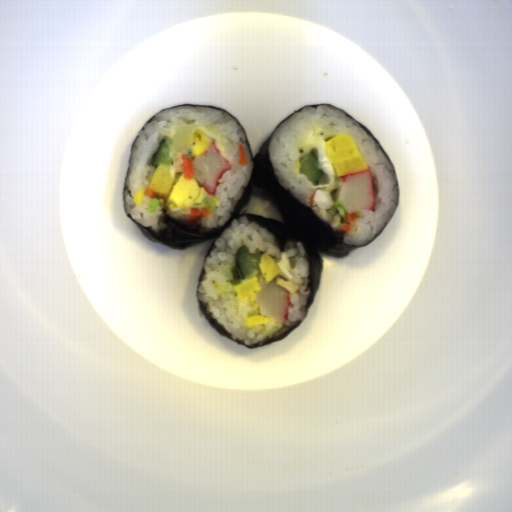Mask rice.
<instances>
[{"label": "rice", "instance_id": "652b925c", "mask_svg": "<svg viewBox=\"0 0 512 512\" xmlns=\"http://www.w3.org/2000/svg\"><path fill=\"white\" fill-rule=\"evenodd\" d=\"M337 134L352 135L361 157L373 174L376 206L374 210L357 212L353 222L345 221L346 211L334 202L339 178L323 175L320 186H312L303 174H298L297 159L314 151L319 158L318 146L325 137ZM269 160L273 171L283 188L289 189L296 198L311 207L314 215L329 222L334 231H340V224H349L350 231H344L343 241L351 246H364L374 239L386 226L398 197L397 176L391 163L381 149L354 119L330 106L318 105L316 109L303 108L301 112L287 118L271 134ZM317 170L319 164H316ZM323 171V170H321ZM318 189L327 190L333 198L332 209L318 208L308 201Z\"/></svg>", "mask_w": 512, "mask_h": 512}, {"label": "rice", "instance_id": "023b6e5f", "mask_svg": "<svg viewBox=\"0 0 512 512\" xmlns=\"http://www.w3.org/2000/svg\"><path fill=\"white\" fill-rule=\"evenodd\" d=\"M180 124L192 127V133L188 150L174 152L172 165L175 168L176 177L173 189L184 172L181 163L183 154H187L192 161L196 159L192 155V142L195 129L198 127L208 128L216 134V147L232 166L230 170L223 172L213 194H209L207 191L203 200L193 204V206L208 207L210 215L199 217L198 221H189L190 225L201 224V230L205 231L222 227L229 221L232 215L230 212L234 210L244 193V187H247L250 181L252 158L244 130L229 113L221 109L181 106L170 108L159 112L151 123L145 125L144 130L139 132L132 146L131 163L124 193L125 211L135 222L156 232L166 230L167 227V224L163 222V208H166L172 217L188 221L190 210L174 212L166 205L173 189L166 198L162 199H151L144 196L142 205L133 203L131 199L136 190L148 188L155 170V167L151 165L153 153L163 137L172 140L173 130ZM238 143L243 144L248 160L247 164L243 166H239L237 162Z\"/></svg>", "mask_w": 512, "mask_h": 512}, {"label": "rice", "instance_id": "8eca5e8b", "mask_svg": "<svg viewBox=\"0 0 512 512\" xmlns=\"http://www.w3.org/2000/svg\"><path fill=\"white\" fill-rule=\"evenodd\" d=\"M230 225L214 240L216 247L211 250L203 265L207 273L198 285L197 297L198 302L206 304V312L231 338L244 340L242 345L249 346L267 337L272 339L279 336L303 321L308 312L306 305L311 293L310 289L306 291L307 283H310V263L301 241L285 242V251H282L273 234L266 227L250 221L247 215L232 220ZM241 244L250 253H254V248H259L262 255L268 253L280 269L275 277L298 286V291L290 294L285 323L281 324L276 318H268L267 323L252 328L246 325L251 307L246 300L239 299L232 284L235 254Z\"/></svg>", "mask_w": 512, "mask_h": 512}]
</instances>
